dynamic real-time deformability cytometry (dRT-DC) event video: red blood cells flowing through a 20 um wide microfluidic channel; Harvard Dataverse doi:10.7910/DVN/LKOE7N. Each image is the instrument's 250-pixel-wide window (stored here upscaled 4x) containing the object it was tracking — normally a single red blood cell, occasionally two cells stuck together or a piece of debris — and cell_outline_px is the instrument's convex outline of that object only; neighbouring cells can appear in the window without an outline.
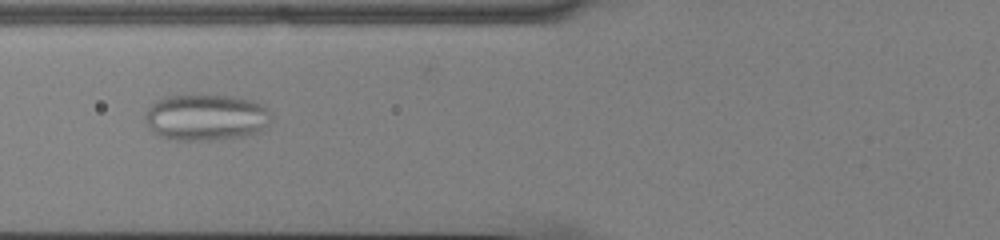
{"species": "common noctule bat (a hibernating species)", "species_latin": "Nyctalus noctula", "temperature_condition": "cold", "stored_images_in_passage": 39, "camera_frame_rate_fps": 3000, "um_per_image_px": 0.085, "animal": {"sex": "male", "body_mass_g": 13.0, "forearm_length_mm": 53.1}, "frame": {"image": 1, "passage_image": 6, "time_ms": 1.667, "image_size_px": [1000, 240], "cell_outline_px": [[272, 120], [260, 132], [240, 136], [212, 140], [176, 140], [160, 136], [152, 132], [148, 128], [144, 116], [144, 112], [156, 100], [168, 96], [232, 96], [252, 100], [260, 104], [272, 116]], "centroid_in_image_um": [17.48, 9.99], "position_along_channel_um": 108.3, "area_um2": 33.93}}
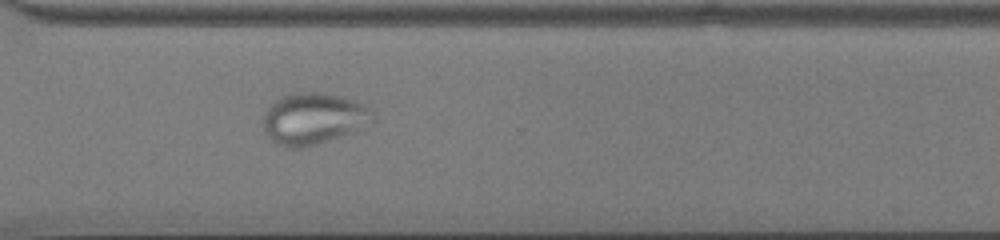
{"frame": {"image": 2, "passage_image": 25, "time_ms": 8.0, "image_size_px": [1000, 240], "cell_outline_px": [[376, 124], [320, 144], [308, 148], [284, 148], [276, 144], [264, 132], [264, 112], [280, 96], [296, 92], [324, 92], [344, 96], [356, 100], [376, 108]], "centroid_in_image_um": [26.77, 10.09], "position_along_channel_um": 343.8, "area_um2": 34.33}}
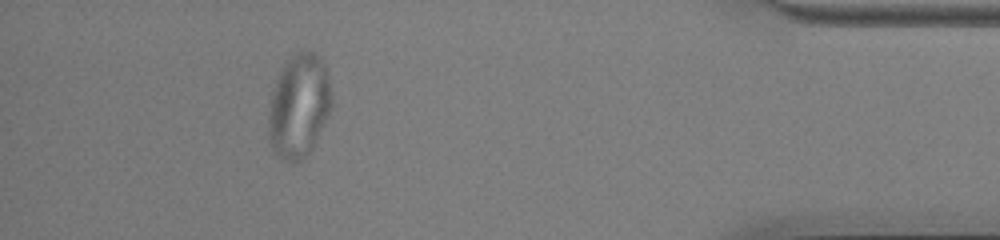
{"frame": {"image": 3, "passage_image": 34, "time_ms": 11.0, "image_size_px": [1000, 240], "cell_outline_px": [[332, 108], [308, 156], [300, 160], [280, 160], [276, 156], [268, 140], [268, 112], [272, 88], [276, 76], [284, 60], [292, 52], [300, 48], [312, 48], [324, 60], [328, 76], [332, 100]], "centroid_in_image_um": [25.39, 8.9], "position_along_channel_um": 409.8, "area_um2": 39.59}}